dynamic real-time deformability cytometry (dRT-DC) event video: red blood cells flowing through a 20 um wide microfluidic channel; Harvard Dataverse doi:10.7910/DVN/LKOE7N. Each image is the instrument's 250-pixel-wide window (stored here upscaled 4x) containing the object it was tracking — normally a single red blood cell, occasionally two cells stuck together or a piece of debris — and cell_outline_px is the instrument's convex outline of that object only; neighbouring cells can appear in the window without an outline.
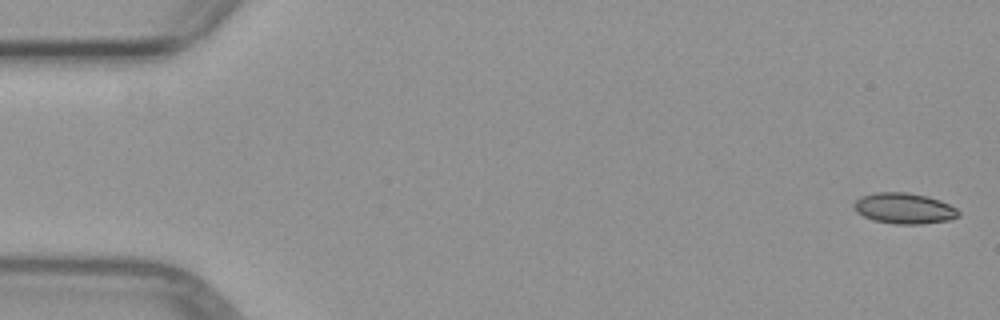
{"species": "common noctule bat (a hibernating species)", "species_latin": "Nyctalus noctula", "temperature_condition": "warm", "stored_images_in_passage": 7, "camera_frame_rate_fps": 3000, "um_per_image_px": 0.085, "animal": {"sex": "female", "body_mass_g": 29.2, "forearm_length_mm": 56.3}, "frame": {"image": 1, "passage_image": 1, "time_ms": 0.0, "image_size_px": [1000, 320], "cell_outline_px": [[960, 216], [948, 220], [920, 224], [896, 224], [872, 220], [856, 212], [852, 204], [860, 196], [876, 192], [908, 192], [928, 196], [940, 200], [956, 208], [960, 212]], "centroid_in_image_um": [76.84, 17.7], "position_along_channel_um": 8.2, "area_um2": 18.9}}
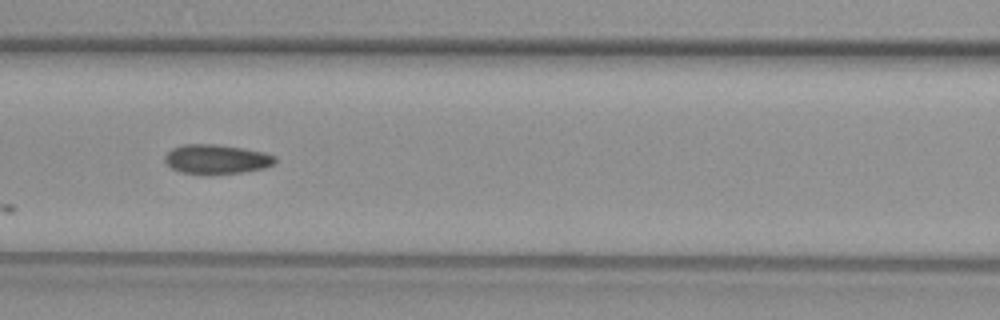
{"frame": {"image": 2, "passage_image": 6, "time_ms": 7.0, "image_size_px": [1000, 320], "cell_outline_px": [[276, 164], [264, 168], [240, 172], [180, 172], [172, 168], [164, 160], [164, 156], [172, 148], [180, 144], [216, 144], [244, 148], [264, 152], [276, 156]], "centroid_in_image_um": [18.43, 13.49], "position_along_channel_um": 148.2, "area_um2": 18.5}}